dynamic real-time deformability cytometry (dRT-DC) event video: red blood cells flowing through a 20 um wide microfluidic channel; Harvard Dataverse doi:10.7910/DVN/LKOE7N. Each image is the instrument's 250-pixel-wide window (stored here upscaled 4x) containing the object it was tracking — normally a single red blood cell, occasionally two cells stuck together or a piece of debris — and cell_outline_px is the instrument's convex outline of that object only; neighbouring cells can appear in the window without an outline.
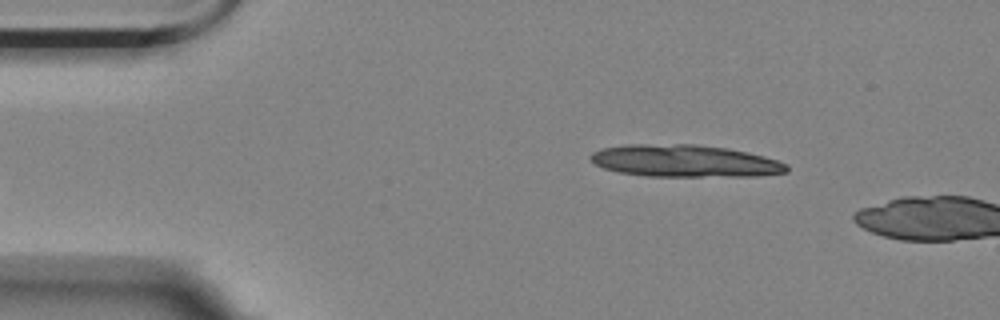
{"species": "Egyptian fruit bat (a non-hibernating species)", "species_latin": "Rousettus aegyptiacus", "temperature_condition": "room temperature", "stored_images_in_passage": 4, "camera_frame_rate_fps": 3000, "um_per_image_px": 0.085, "animal": {"sex": "female"}, "frame": {"image": 1, "passage_image": 1, "time_ms": 0.0, "image_size_px": [1000, 320], "cell_outline_px": [[788, 172], [760, 176], [648, 176], [616, 172], [604, 168], [588, 160], [588, 156], [592, 152], [600, 148], [624, 144], [696, 144], [728, 148], [748, 152], [764, 156], [788, 164]], "centroid_in_image_um": [58.17, 13.67], "position_along_channel_um": 26.8, "area_um2": 37.22}}